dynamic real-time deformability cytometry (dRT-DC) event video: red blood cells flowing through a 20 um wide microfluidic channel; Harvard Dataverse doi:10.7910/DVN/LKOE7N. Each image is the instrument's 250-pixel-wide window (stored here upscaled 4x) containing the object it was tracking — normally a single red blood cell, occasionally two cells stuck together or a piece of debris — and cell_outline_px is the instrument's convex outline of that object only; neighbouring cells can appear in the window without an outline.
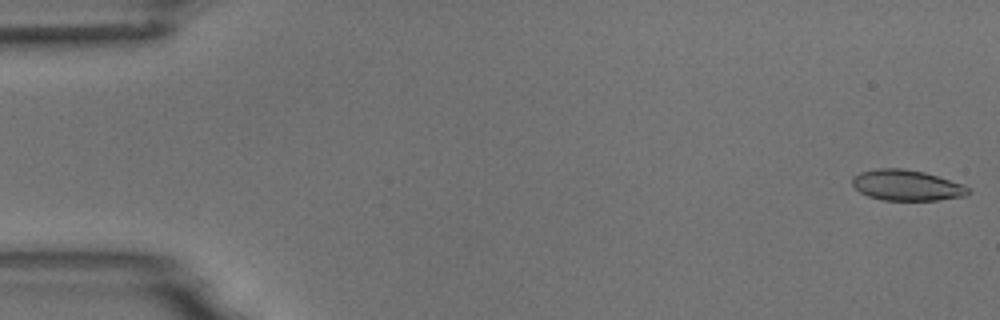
{"species": "common noctule bat (a hibernating species)", "species_latin": "Nyctalus noctula", "temperature_condition": "room temperature", "stored_images_in_passage": 55, "camera_frame_rate_fps": 3000, "um_per_image_px": 0.085, "animal": {"sex": "male", "body_mass_g": 18.8}, "frame": {"image": 1, "passage_image": 1, "time_ms": 0.0, "image_size_px": [1000, 320], "cell_outline_px": [[972, 192], [964, 196], [936, 200], [884, 200], [868, 196], [860, 192], [852, 184], [852, 176], [860, 172], [876, 168], [904, 168], [924, 172], [964, 184], [972, 188]], "centroid_in_image_um": [77.09, 15.74], "position_along_channel_um": 7.9, "area_um2": 20.92}}
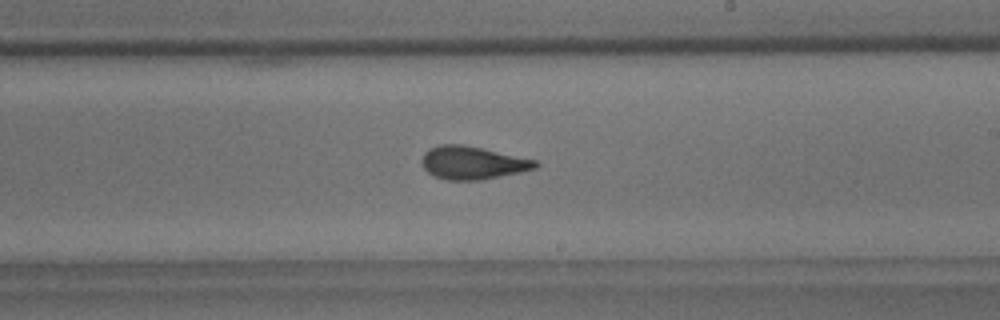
{"frame": {"image": 2, "passage_image": 32, "time_ms": 10.333, "image_size_px": [1000, 320], "cell_outline_px": [[540, 164], [536, 168], [520, 172], [480, 180], [448, 180], [432, 176], [420, 164], [420, 160], [424, 152], [428, 148], [440, 144], [464, 144], [536, 160]], "centroid_in_image_um": [40.11, 13.83], "position_along_channel_um": 248.9, "area_um2": 22.02}}
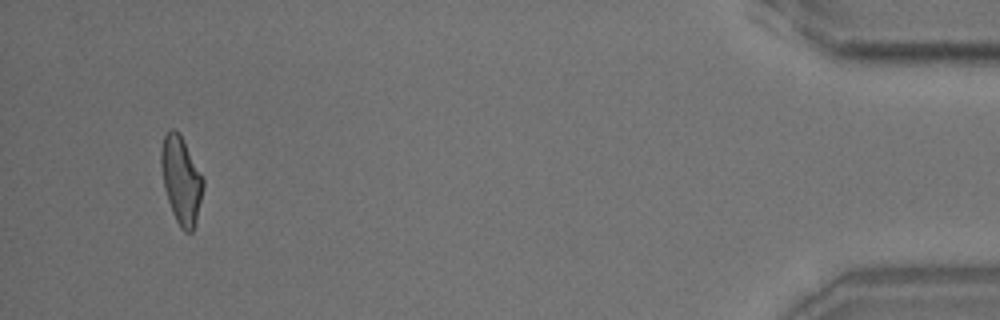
{"frame": {"image": 3, "passage_image": 52, "time_ms": 17.0, "image_size_px": [1000, 320], "cell_outline_px": [[204, 184], [196, 220], [192, 232], [184, 232], [180, 228], [172, 212], [164, 188], [160, 164], [160, 148], [164, 136], [168, 128], [172, 128], [180, 132], [204, 180]], "centroid_in_image_um": [15.37, 15.26], "position_along_channel_um": 419.8, "area_um2": 21.44}, "authors_computed_cell_mechanics": {"area_um2": 21.4438, "velocity_mm_per_s": 3.6924, "shape_relaxation_time_tau1_ms": 8.334, "shape_relaxation_time_tau2_ms": 2.1761, "deformation_change_tau1": 0.2105, "deformation_change_tau2": 0.0964}}